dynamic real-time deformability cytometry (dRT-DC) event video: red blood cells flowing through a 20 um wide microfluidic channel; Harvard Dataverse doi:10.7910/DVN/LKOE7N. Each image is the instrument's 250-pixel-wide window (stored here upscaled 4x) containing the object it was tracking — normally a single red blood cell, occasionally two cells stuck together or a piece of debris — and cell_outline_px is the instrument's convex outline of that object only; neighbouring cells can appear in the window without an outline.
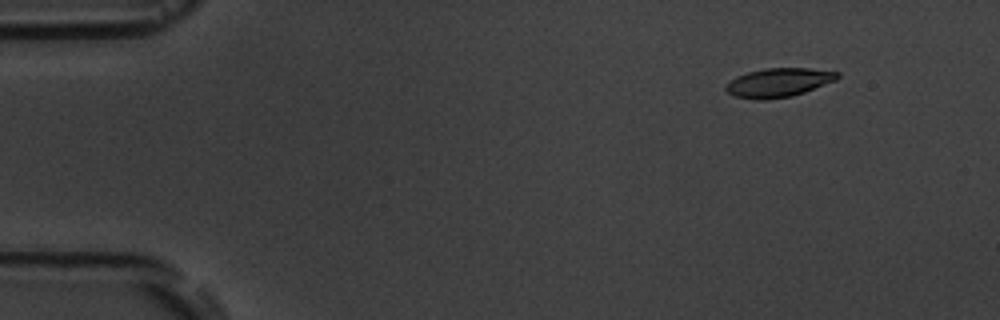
{"species": "common noctule bat (a hibernating species)", "species_latin": "Nyctalus noctula", "temperature_condition": "room temperature", "stored_images_in_passage": 8, "camera_frame_rate_fps": 3000, "um_per_image_px": 0.085, "animal": {"sex": "male", "body_mass_g": 19.5, "forearm_length_mm": 54.6}, "frame": {"image": 1, "passage_image": 2, "time_ms": 1.333, "image_size_px": [1000, 320], "cell_outline_px": [[840, 76], [836, 80], [804, 92], [792, 96], [764, 100], [756, 100], [732, 96], [724, 88], [724, 84], [736, 76], [748, 72], [764, 68], [808, 68], [840, 72]], "centroid_in_image_um": [66.14, 7.02], "position_along_channel_um": 18.9, "area_um2": 18.96}}
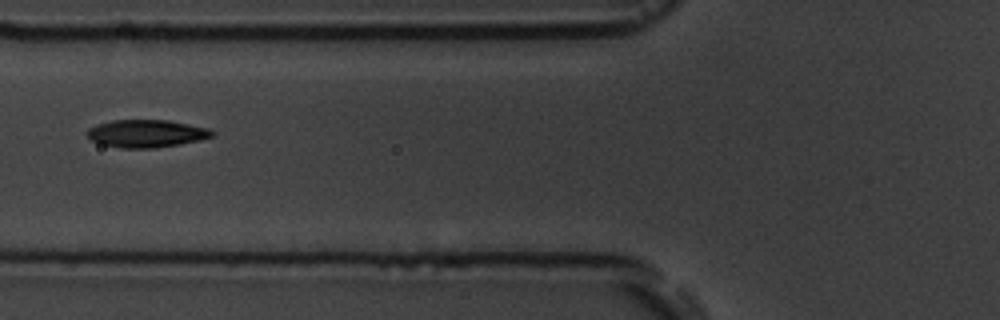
{"frame": {"image": 2, "passage_image": 6, "time_ms": 6.667, "image_size_px": [1000, 320], "cell_outline_px": [[216, 132], [212, 136], [200, 140], [180, 144], [156, 148], [120, 148], [104, 144], [92, 140], [84, 132], [88, 128], [96, 124], [112, 120], [168, 120], [208, 128]], "centroid_in_image_um": [12.43, 11.34], "position_along_channel_um": 113.4, "area_um2": 20.17}}
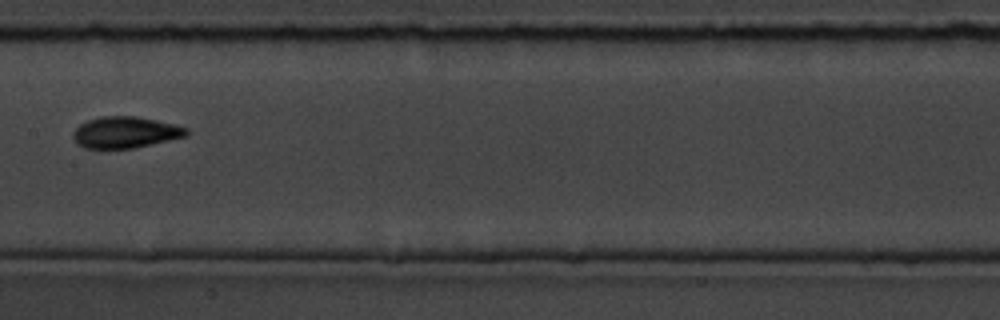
{"frame": {"image": 3, "passage_image": 8, "time_ms": 9.0, "image_size_px": [1000, 320], "cell_outline_px": [[188, 136], [132, 148], [84, 148], [72, 136], [72, 132], [80, 124], [88, 120], [100, 116], [136, 116], [156, 120], [188, 128]], "centroid_in_image_um": [10.66, 11.24], "position_along_channel_um": 196.7, "area_um2": 20.52}}